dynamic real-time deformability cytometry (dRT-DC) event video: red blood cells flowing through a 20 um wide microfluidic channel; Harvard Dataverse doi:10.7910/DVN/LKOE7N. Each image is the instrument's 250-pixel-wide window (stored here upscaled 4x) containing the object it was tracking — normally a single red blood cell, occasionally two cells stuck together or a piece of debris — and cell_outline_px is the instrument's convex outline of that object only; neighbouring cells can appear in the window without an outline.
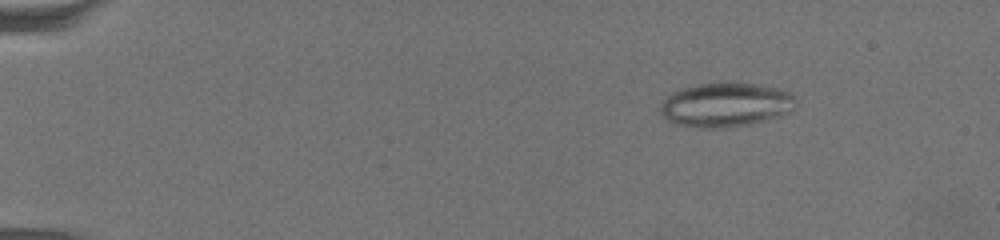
{"species": "common noctule bat (a hibernating species)", "species_latin": "Nyctalus noctula", "temperature_condition": "warm", "stored_images_in_passage": 68, "camera_frame_rate_fps": 3000, "um_per_image_px": 0.085, "animal": {"sex": "female", "body_mass_g": 19.5, "forearm_length_mm": 54.1}, "frame": {"image": 1, "passage_image": 11, "time_ms": 3.333, "image_size_px": [1000, 240], "cell_outline_px": [[796, 104], [788, 112], [780, 116], [752, 124], [720, 128], [700, 128], [672, 124], [660, 112], [660, 104], [672, 92], [696, 84], [760, 84], [776, 88], [788, 92], [796, 96]], "centroid_in_image_um": [61.68, 8.93], "position_along_channel_um": 23.3, "area_um2": 34.68}}
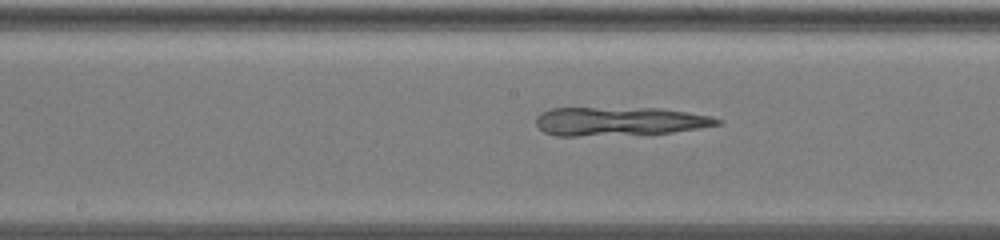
{"frame": {"image": 2, "passage_image": 38, "time_ms": 12.333, "image_size_px": [1000, 240], "cell_outline_px": [[720, 124], [700, 128], [652, 136], [556, 136], [544, 132], [536, 124], [536, 116], [540, 112], [552, 108], [660, 108], [712, 116], [720, 120]], "centroid_in_image_um": [52.67, 10.35], "position_along_channel_um": 195.5, "area_um2": 31.33}}
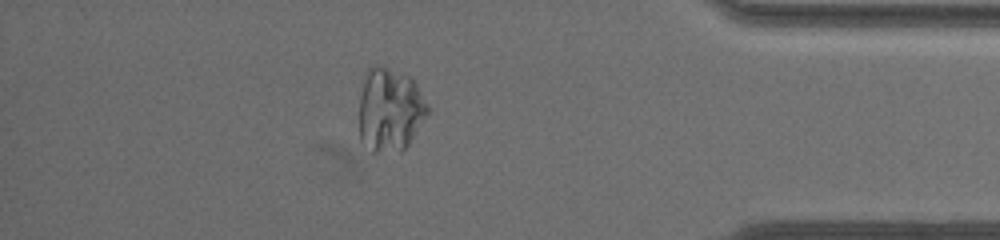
{"frame": {"image": 3, "passage_image": 60, "time_ms": 19.667, "image_size_px": [1000, 240], "cell_outline_px": [[428, 112], [408, 144], [400, 152], [372, 152], [360, 140], [360, 96], [364, 80], [368, 68], [372, 64], [376, 64], [388, 68], [408, 76], [416, 84], [428, 104]], "centroid_in_image_um": [33.12, 9.34], "position_along_channel_um": 402.1, "area_um2": 33.12}}